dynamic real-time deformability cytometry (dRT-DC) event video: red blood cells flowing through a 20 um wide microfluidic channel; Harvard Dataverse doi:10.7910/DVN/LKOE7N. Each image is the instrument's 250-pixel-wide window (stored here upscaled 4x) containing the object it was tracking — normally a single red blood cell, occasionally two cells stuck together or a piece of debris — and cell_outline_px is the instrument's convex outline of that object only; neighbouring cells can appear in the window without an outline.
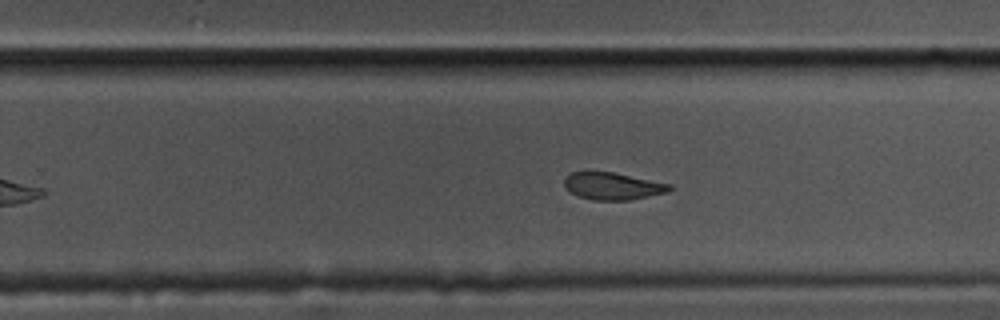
{"species": "common noctule bat (a hibernating species)", "species_latin": "Nyctalus noctula", "temperature_condition": "cold", "stored_images_in_passage": 54, "camera_frame_rate_fps": 3000, "um_per_image_px": 0.085, "animal": {"sex": "male", "body_mass_g": 17.5, "forearm_length_mm": 52.3}, "frame": {"image": 1, "passage_image": 31, "time_ms": 10.0, "image_size_px": [1000, 320], "cell_outline_px": [[672, 188], [668, 192], [628, 200], [592, 200], [576, 196], [564, 184], [564, 180], [572, 172], [584, 168], [612, 172], [672, 184]], "centroid_in_image_um": [52.03, 15.78], "position_along_channel_um": 277.8, "area_um2": 17.05}, "authors_computed_cell_mechanics": {"area_um2": 18.207, "velocity_mm_per_s": 3.3251, "shape_relaxation_time_tau1_ms": 5.0616, "shape_relaxation_time_tau2_ms": 4.092, "deformation_change_tau1": 0.1603, "deformation_change_tau2": 0.0909}}